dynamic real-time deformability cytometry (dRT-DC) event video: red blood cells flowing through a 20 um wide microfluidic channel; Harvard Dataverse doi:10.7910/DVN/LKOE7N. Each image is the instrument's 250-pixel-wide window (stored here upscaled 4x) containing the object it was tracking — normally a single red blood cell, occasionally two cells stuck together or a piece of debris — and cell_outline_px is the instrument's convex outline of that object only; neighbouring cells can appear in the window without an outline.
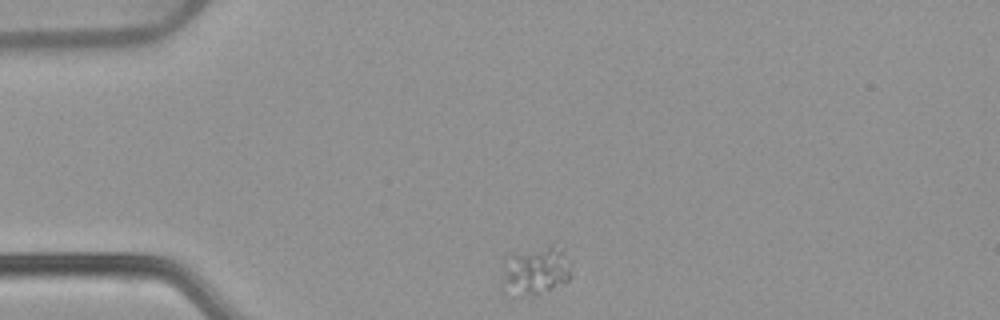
{"species": "common noctule bat (a hibernating species)", "species_latin": "Nyctalus noctula", "temperature_condition": "warm", "stored_images_in_passage": 43, "camera_frame_rate_fps": 3000, "um_per_image_px": 0.085, "animal": {"sex": "female", "body_mass_g": 22.7, "forearm_length_mm": 54.2}, "frame": {"image": 1, "passage_image": 1, "time_ms": 0.0, "image_size_px": [1000, 320], "cell_outline_px": [[572, 268], [568, 280], [536, 296], [504, 296], [500, 288], [500, 280], [504, 252], [548, 244], [552, 244], [572, 264]], "centroid_in_image_um": [45.34, 23.01], "position_along_channel_um": 39.7, "area_um2": 21.1}}
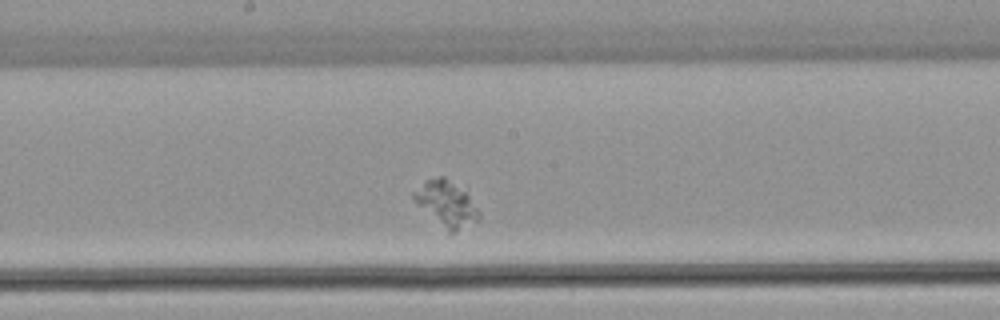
{"frame": {"image": 2, "passage_image": 18, "time_ms": 5.667, "image_size_px": [1000, 320], "cell_outline_px": [[480, 216], [476, 220], [452, 232], [448, 232], [412, 196], [412, 192], [424, 180], [440, 176], [444, 176], [464, 192], [468, 196], [480, 212]], "centroid_in_image_um": [37.93, 17.27], "position_along_channel_um": 210.3, "area_um2": 16.18}}
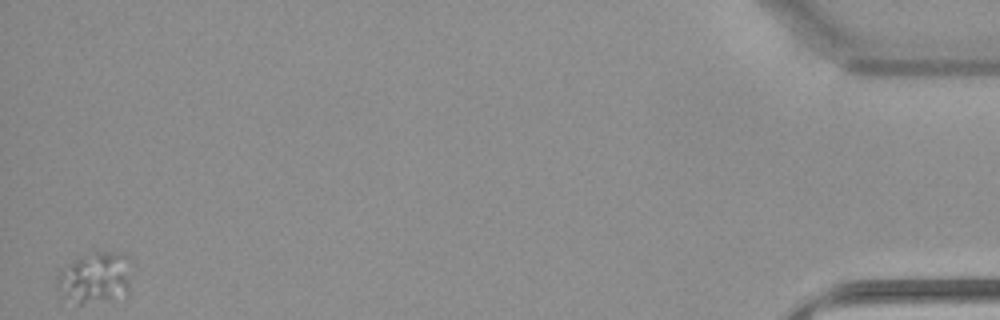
{"frame": {"image": 3, "passage_image": 43, "time_ms": 14.0, "image_size_px": [1000, 320], "cell_outline_px": [[128, 296], [80, 304], [76, 304], [60, 300], [56, 284], [56, 276], [60, 272], [76, 260], [92, 252], [124, 252], [128, 256]], "centroid_in_image_um": [8.03, 23.66], "position_along_channel_um": 427.2, "area_um2": 22.31}}